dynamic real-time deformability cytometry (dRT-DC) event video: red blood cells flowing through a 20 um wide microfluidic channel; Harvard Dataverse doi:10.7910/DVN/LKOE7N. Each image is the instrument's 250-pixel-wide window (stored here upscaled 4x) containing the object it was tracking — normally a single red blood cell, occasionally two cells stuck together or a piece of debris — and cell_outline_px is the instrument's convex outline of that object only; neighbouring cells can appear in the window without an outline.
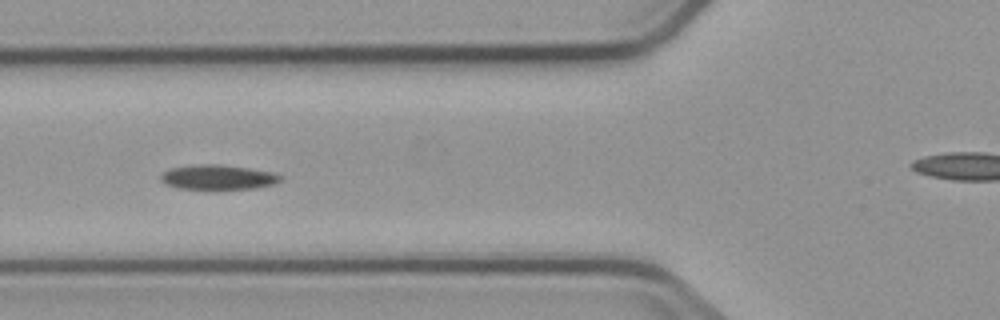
{"species": "common noctule bat (a hibernating species)", "species_latin": "Nyctalus noctula", "temperature_condition": "cold", "stored_images_in_passage": 7, "camera_frame_rate_fps": 3000, "um_per_image_px": 0.085, "animal": {"sex": "male", "body_mass_g": 23.1, "forearm_length_mm": 52.7}, "frame": {"image": 1, "passage_image": 3, "time_ms": 2.333, "image_size_px": [1000, 320], "cell_outline_px": [[280, 180], [276, 184], [256, 188], [180, 188], [164, 184], [160, 180], [160, 176], [168, 168], [192, 164], [216, 164], [248, 168], [272, 172], [280, 176]], "centroid_in_image_um": [18.48, 15.04], "position_along_channel_um": 107.3, "area_um2": 17.05}}
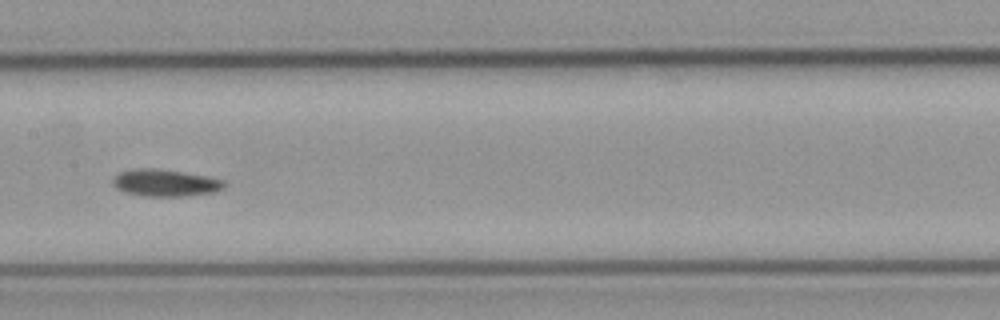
{"frame": {"image": 2, "passage_image": 5, "time_ms": 4.667, "image_size_px": [1000, 320], "cell_outline_px": [[228, 184], [224, 188], [216, 192], [184, 196], [144, 196], [124, 192], [116, 188], [112, 184], [112, 180], [120, 172], [136, 168], [156, 168], [208, 176], [224, 180]], "centroid_in_image_um": [14.08, 15.54], "position_along_channel_um": 193.3, "area_um2": 17.69}}
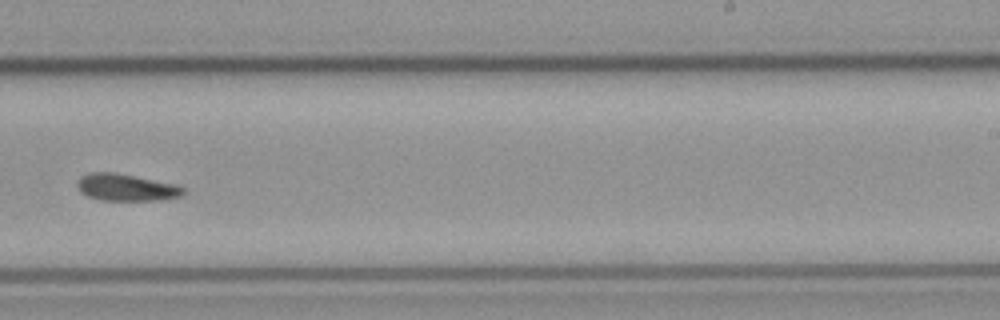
{"frame": {"image": 3, "passage_image": 7, "time_ms": 7.0, "image_size_px": [1000, 320], "cell_outline_px": [[184, 196], [160, 200], [100, 200], [88, 196], [80, 192], [76, 184], [76, 180], [80, 176], [92, 172], [116, 172], [176, 184], [184, 188]], "centroid_in_image_um": [10.72, 15.92], "position_along_channel_um": 278.3, "area_um2": 16.88}}